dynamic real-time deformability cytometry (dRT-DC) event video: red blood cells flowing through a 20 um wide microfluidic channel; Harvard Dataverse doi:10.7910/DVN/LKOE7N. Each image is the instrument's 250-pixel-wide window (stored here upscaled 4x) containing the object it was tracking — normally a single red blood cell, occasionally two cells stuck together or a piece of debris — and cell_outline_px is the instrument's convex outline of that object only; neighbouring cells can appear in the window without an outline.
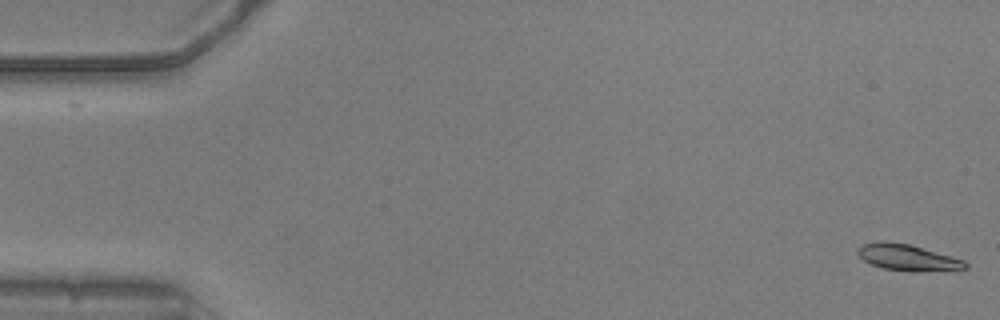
{"species": "common noctule bat (a hibernating species)", "species_latin": "Nyctalus noctula", "temperature_condition": "warm", "stored_images_in_passage": 53, "camera_frame_rate_fps": 3000, "um_per_image_px": 0.085, "animal": {"sex": "male", "body_mass_g": 20.5, "forearm_length_mm": 52.5}, "frame": {"image": 1, "passage_image": 1, "time_ms": 0.0, "image_size_px": [1000, 320], "cell_outline_px": [[968, 268], [884, 268], [872, 264], [864, 260], [856, 252], [856, 248], [864, 244], [908, 244], [952, 256], [964, 260], [968, 264]], "centroid_in_image_um": [77.12, 21.85], "position_along_channel_um": 7.9, "area_um2": 14.45}}
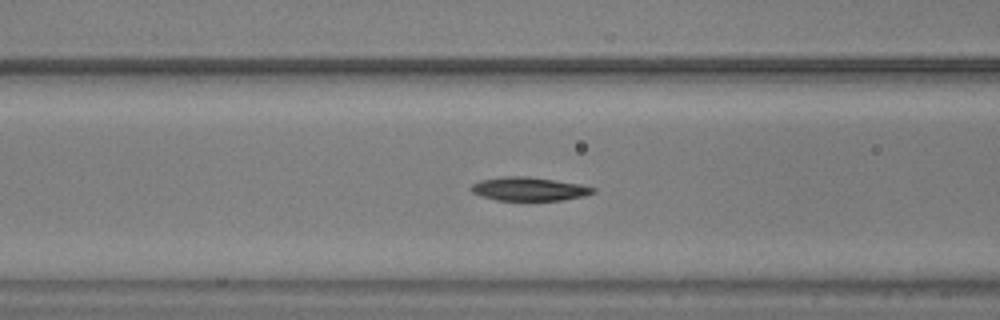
{"frame": {"image": 2, "passage_image": 21, "time_ms": 6.667, "image_size_px": [1000, 320], "cell_outline_px": [[596, 192], [584, 196], [560, 200], [496, 200], [480, 196], [472, 192], [468, 188], [472, 184], [480, 180], [504, 176], [528, 176], [580, 184], [596, 188]], "centroid_in_image_um": [44.94, 16.06], "position_along_channel_um": 121.7, "area_um2": 16.82}}
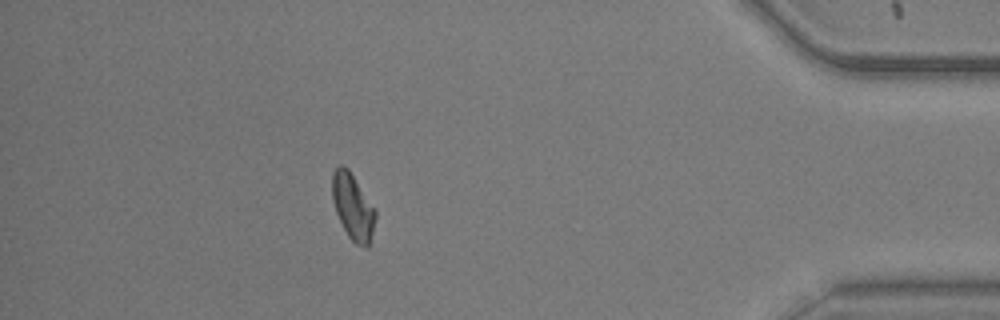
{"frame": {"image": 3, "passage_image": 47, "time_ms": 15.333, "image_size_px": [1000, 320], "cell_outline_px": [[376, 216], [368, 248], [364, 248], [356, 244], [348, 236], [336, 212], [332, 200], [332, 172], [340, 164], [344, 164], [348, 168], [376, 208]], "centroid_in_image_um": [30.0, 17.54], "position_along_channel_um": 405.2, "area_um2": 16.76}, "authors_computed_cell_mechanics": {"area_um2": 16.8776, "velocity_mm_per_s": 3.8143, "shape_relaxation_time_tau1_ms": 5.8388, "shape_relaxation_time_tau2_ms": 6.4326, "deformation_change_tau1": 0.1768, "deformation_change_tau2": 0.1104}}